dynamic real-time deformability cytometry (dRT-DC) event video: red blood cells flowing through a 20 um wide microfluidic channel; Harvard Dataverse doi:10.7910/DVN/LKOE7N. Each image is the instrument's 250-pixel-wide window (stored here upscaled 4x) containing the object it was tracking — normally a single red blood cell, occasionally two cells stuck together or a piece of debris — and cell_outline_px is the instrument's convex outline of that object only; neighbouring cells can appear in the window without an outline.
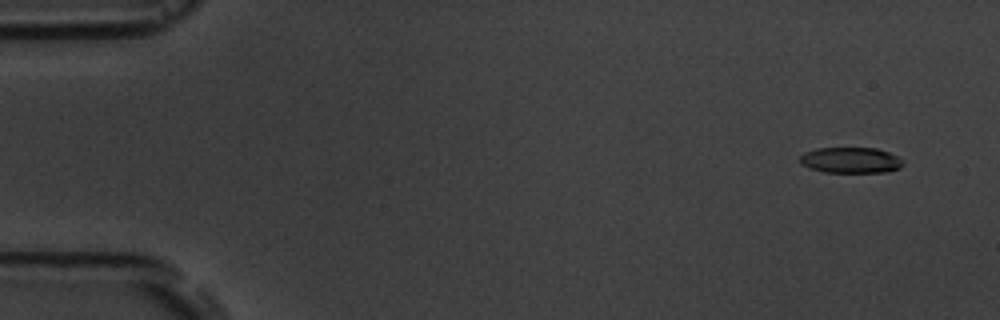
{"species": "common noctule bat (a hibernating species)", "species_latin": "Nyctalus noctula", "temperature_condition": "room temperature", "stored_images_in_passage": 9, "camera_frame_rate_fps": 3000, "um_per_image_px": 0.085, "animal": {"sex": "male", "body_mass_g": 19.5, "forearm_length_mm": 54.6}, "frame": {"image": 1, "passage_image": 2, "time_ms": 1.0, "image_size_px": [1000, 320], "cell_outline_px": [[904, 164], [900, 168], [888, 172], [824, 172], [808, 168], [800, 164], [796, 160], [804, 152], [816, 148], [876, 148], [888, 152], [904, 160]], "centroid_in_image_um": [72.27, 13.62], "position_along_channel_um": 12.7, "area_um2": 15.78}}
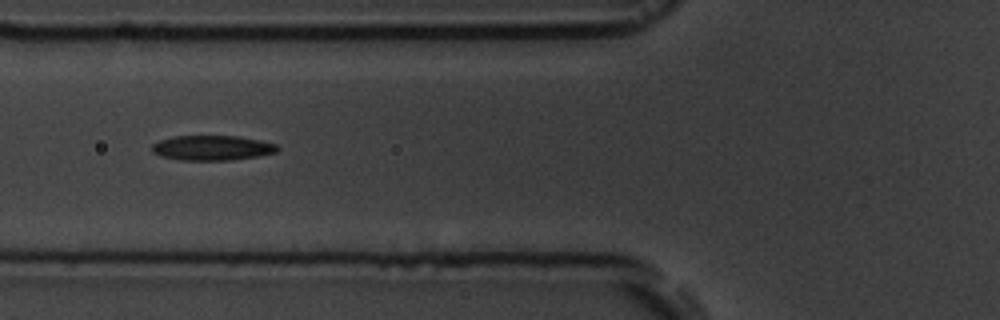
{"frame": {"image": 2, "passage_image": 7, "time_ms": 7.0, "image_size_px": [1000, 320], "cell_outline_px": [[280, 148], [276, 152], [260, 156], [232, 160], [180, 160], [160, 156], [152, 152], [152, 144], [160, 140], [176, 136], [236, 136], [260, 140], [276, 144]], "centroid_in_image_um": [18.04, 12.57], "position_along_channel_um": 107.8, "area_um2": 18.26}}
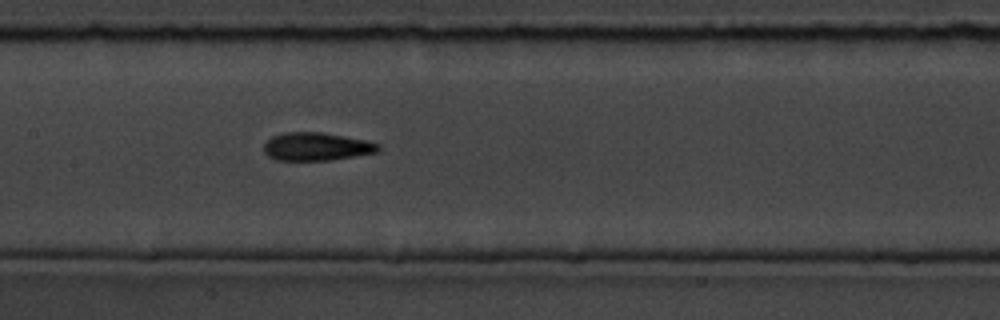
{"frame": {"image": 3, "passage_image": 9, "time_ms": 9.0, "image_size_px": [1000, 320], "cell_outline_px": [[380, 148], [376, 152], [332, 160], [276, 160], [268, 156], [264, 152], [264, 144], [272, 136], [284, 132], [320, 132], [368, 140], [380, 144]], "centroid_in_image_um": [26.9, 12.45], "position_along_channel_um": 180.5, "area_um2": 18.73}}